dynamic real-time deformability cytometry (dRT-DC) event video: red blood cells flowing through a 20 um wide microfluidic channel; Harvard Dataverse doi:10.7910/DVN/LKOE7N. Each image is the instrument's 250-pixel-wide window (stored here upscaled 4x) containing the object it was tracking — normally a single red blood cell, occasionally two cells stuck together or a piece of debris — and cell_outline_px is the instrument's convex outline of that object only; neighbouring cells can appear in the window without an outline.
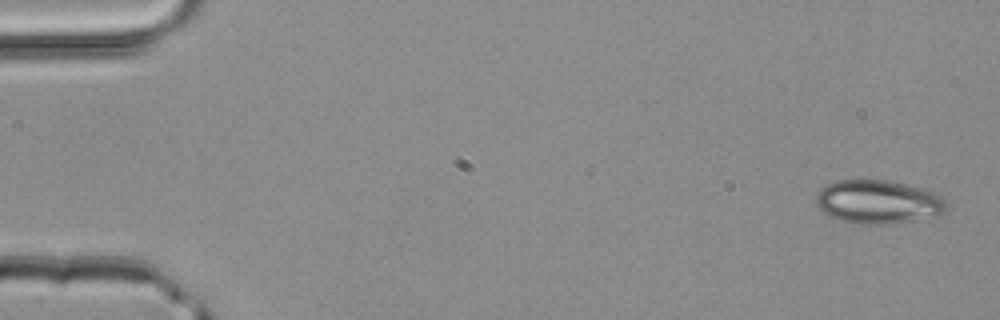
{"species": "common noctule bat (a hibernating species)", "species_latin": "Nyctalus noctula", "temperature_condition": "room temperature", "stored_images_in_passage": 4, "camera_frame_rate_fps": 3000, "um_per_image_px": 0.085, "animal": {"sex": "male", "body_mass_g": 20.4}, "frame": {"image": 1, "passage_image": 1, "time_ms": 0.0, "image_size_px": [1000, 320], "cell_outline_px": [[948, 208], [936, 216], [888, 224], [860, 224], [840, 220], [824, 212], [816, 204], [816, 196], [820, 188], [836, 180], [860, 176], [888, 180], [904, 184], [932, 192], [940, 196], [944, 200]], "centroid_in_image_um": [74.58, 17.11], "position_along_channel_um": 10.4, "area_um2": 33.47}}